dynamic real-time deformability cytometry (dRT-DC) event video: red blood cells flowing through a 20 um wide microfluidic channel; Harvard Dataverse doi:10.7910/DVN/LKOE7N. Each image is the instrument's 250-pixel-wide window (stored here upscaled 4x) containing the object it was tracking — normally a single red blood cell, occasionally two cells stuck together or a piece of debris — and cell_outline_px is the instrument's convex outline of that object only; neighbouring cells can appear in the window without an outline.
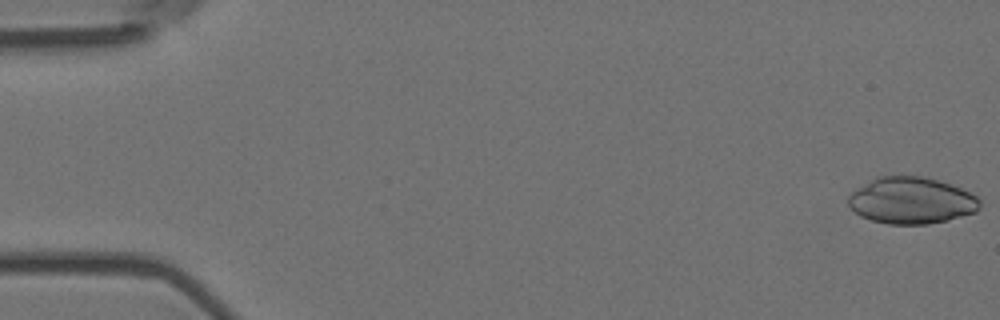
{"species": "Egyptian fruit bat (a non-hibernating species)", "species_latin": "Rousettus aegyptiacus", "temperature_condition": "room temperature", "stored_images_in_passage": 55, "camera_frame_rate_fps": 3000, "um_per_image_px": 0.085, "animal": {"sex": "female"}, "frame": {"image": 1, "passage_image": 1, "time_ms": 0.0, "image_size_px": [1000, 320], "cell_outline_px": [[980, 208], [976, 212], [948, 220], [928, 224], [888, 224], [872, 220], [860, 216], [848, 204], [848, 196], [856, 188], [876, 176], [920, 176], [936, 180], [960, 188], [976, 196], [980, 200]], "centroid_in_image_um": [77.45, 17.05], "position_along_channel_um": 7.6, "area_um2": 35.6}}